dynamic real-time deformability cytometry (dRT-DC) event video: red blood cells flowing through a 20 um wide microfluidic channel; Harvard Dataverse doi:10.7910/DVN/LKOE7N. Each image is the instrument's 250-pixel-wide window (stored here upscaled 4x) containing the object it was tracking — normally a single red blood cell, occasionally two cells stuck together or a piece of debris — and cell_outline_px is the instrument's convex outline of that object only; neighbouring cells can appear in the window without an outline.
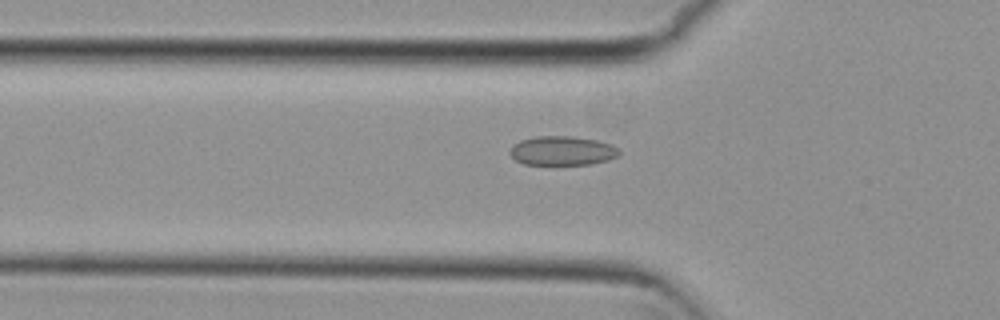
{"species": "common noctule bat (a hibernating species)", "species_latin": "Nyctalus noctula", "temperature_condition": "cold", "stored_images_in_passage": 51, "camera_frame_rate_fps": 3000, "um_per_image_px": 0.085, "animal": {"sex": "female", "body_mass_g": 29.2, "forearm_length_mm": 56.3}, "frame": {"image": 1, "passage_image": 15, "time_ms": 4.667, "image_size_px": [1000, 320], "cell_outline_px": [[620, 152], [616, 156], [608, 160], [592, 164], [524, 164], [516, 160], [508, 152], [512, 144], [520, 140], [536, 136], [572, 136], [596, 140], [612, 144], [620, 148]], "centroid_in_image_um": [47.78, 12.8], "position_along_channel_um": 78.0, "area_um2": 18.67}}
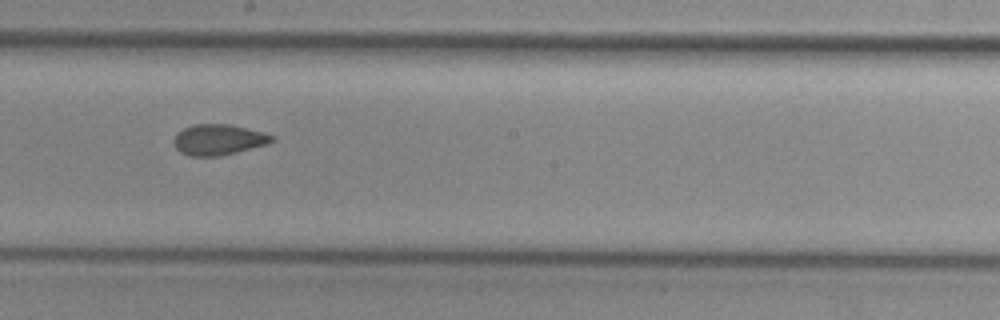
{"frame": {"image": 2, "passage_image": 27, "time_ms": 8.667, "image_size_px": [1000, 320], "cell_outline_px": [[276, 140], [268, 144], [220, 156], [188, 156], [180, 152], [176, 148], [172, 140], [176, 132], [184, 128], [196, 124], [228, 124], [276, 136]], "centroid_in_image_um": [18.54, 11.88], "position_along_channel_um": 229.7, "area_um2": 17.57}}
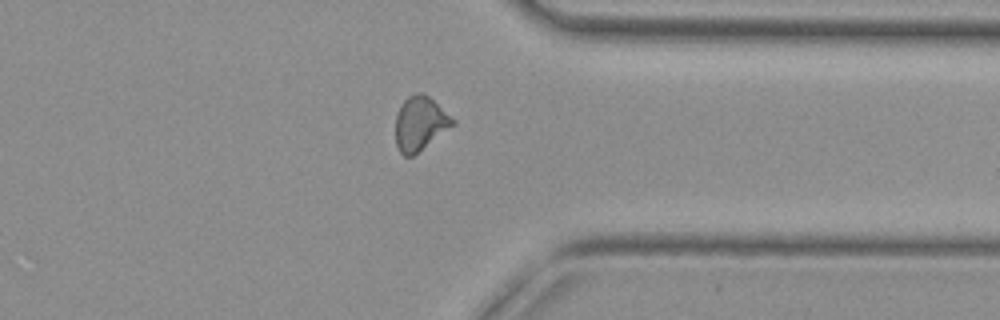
{"frame": {"image": 3, "passage_image": 39, "time_ms": 12.667, "image_size_px": [1000, 320], "cell_outline_px": [[456, 124], [412, 156], [404, 156], [400, 152], [396, 144], [396, 116], [400, 104], [408, 96], [416, 92], [424, 92], [456, 120]], "centroid_in_image_um": [35.71, 10.47], "position_along_channel_um": 375.7, "area_um2": 18.03}, "authors_computed_cell_mechanics": {"area_um2": 18.0336, "velocity_mm_per_s": 3.7744, "shape_relaxation_time_tau1_ms": null, "shape_relaxation_time_tau2_ms": 1.5228, "deformation_change_tau1": null, "deformation_change_tau2": 0.0577}}